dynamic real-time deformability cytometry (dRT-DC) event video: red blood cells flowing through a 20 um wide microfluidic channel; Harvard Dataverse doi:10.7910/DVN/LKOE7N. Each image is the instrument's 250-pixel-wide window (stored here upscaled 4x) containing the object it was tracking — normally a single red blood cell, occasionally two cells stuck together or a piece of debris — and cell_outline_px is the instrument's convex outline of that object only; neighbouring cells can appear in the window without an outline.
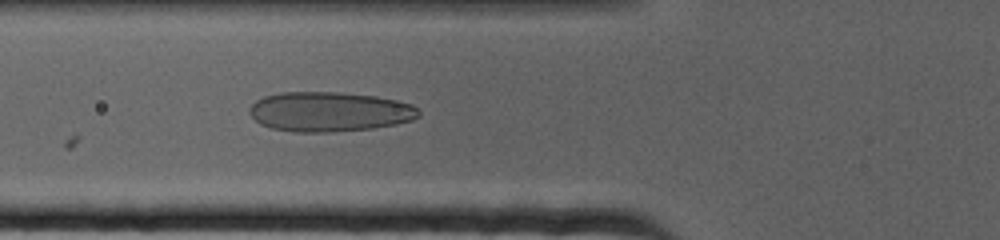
{"species": "human", "species_latin": "Homo sapiens", "temperature_condition": "cold", "stored_images_in_passage": 73, "camera_frame_rate_fps": 3000, "um_per_image_px": 0.085, "donor": {"sex": "female"}, "frame": {"image": 1, "passage_image": 27, "time_ms": 8.667, "image_size_px": [1000, 240], "cell_outline_px": [[420, 116], [412, 120], [396, 124], [372, 128], [332, 132], [292, 132], [272, 128], [260, 124], [248, 112], [248, 108], [256, 100], [264, 96], [280, 92], [340, 92], [376, 96], [396, 100], [412, 104], [420, 112]], "centroid_in_image_um": [27.99, 9.49], "position_along_channel_um": 97.8, "area_um2": 39.36}}
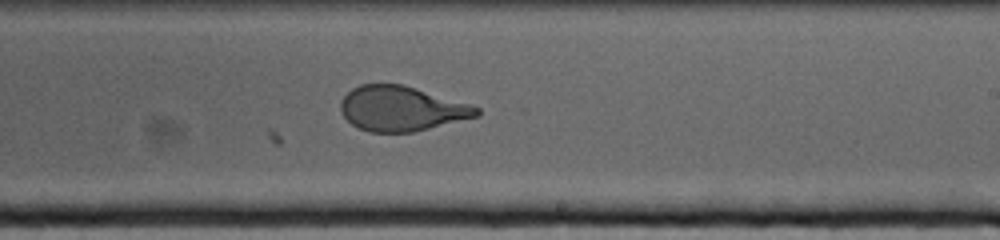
{"frame": {"image": 2, "passage_image": 44, "time_ms": 14.333, "image_size_px": [1000, 240], "cell_outline_px": [[480, 116], [412, 132], [368, 132], [352, 124], [340, 112], [340, 100], [352, 88], [360, 84], [404, 84], [472, 104], [480, 108]], "centroid_in_image_um": [34.14, 9.22], "position_along_channel_um": 254.9, "area_um2": 35.78}}
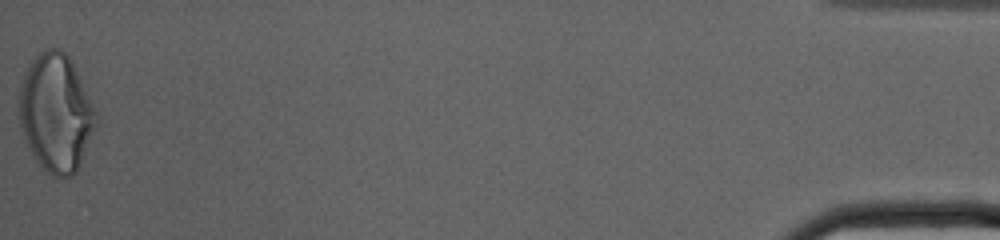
{"frame": {"image": 3, "passage_image": 73, "time_ms": 24.0, "image_size_px": [1000, 240], "cell_outline_px": [[100, 120], [76, 172], [72, 176], [52, 176], [36, 160], [24, 136], [20, 124], [20, 88], [24, 76], [28, 68], [36, 56], [44, 48], [60, 48], [68, 56], [100, 116]], "centroid_in_image_um": [4.8, 9.6], "position_along_channel_um": 430.4, "area_um2": 52.31}}